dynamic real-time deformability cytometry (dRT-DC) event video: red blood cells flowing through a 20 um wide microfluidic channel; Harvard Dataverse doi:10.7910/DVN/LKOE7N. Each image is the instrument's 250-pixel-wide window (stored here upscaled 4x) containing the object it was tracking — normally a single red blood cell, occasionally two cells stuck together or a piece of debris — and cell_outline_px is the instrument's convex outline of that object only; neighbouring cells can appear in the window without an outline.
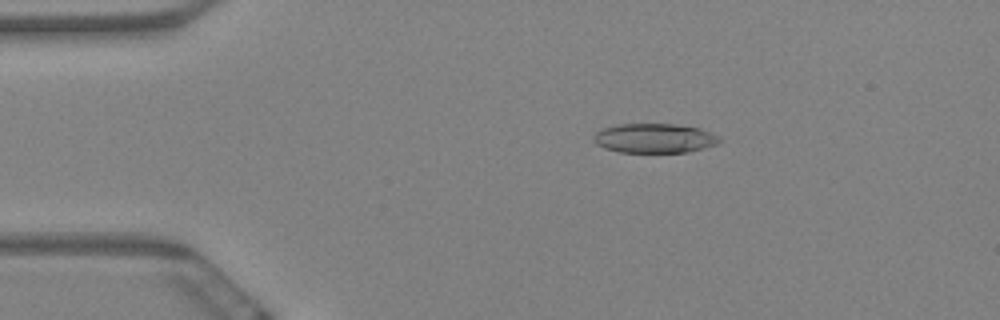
{"species": "Egyptian fruit bat (a non-hibernating species)", "species_latin": "Rousettus aegyptiacus", "temperature_condition": "warm", "stored_images_in_passage": 5, "camera_frame_rate_fps": 3000, "um_per_image_px": 0.085, "animal": {"sex": "female"}, "frame": {"image": 1, "passage_image": 2, "time_ms": 0.333, "image_size_px": [1000, 320], "cell_outline_px": [[724, 140], [720, 144], [688, 152], [620, 152], [604, 148], [596, 144], [592, 140], [592, 136], [600, 128], [620, 124], [676, 124], [700, 128], [712, 132], [720, 136]], "centroid_in_image_um": [55.66, 11.74], "position_along_channel_um": 29.3, "area_um2": 22.02}}